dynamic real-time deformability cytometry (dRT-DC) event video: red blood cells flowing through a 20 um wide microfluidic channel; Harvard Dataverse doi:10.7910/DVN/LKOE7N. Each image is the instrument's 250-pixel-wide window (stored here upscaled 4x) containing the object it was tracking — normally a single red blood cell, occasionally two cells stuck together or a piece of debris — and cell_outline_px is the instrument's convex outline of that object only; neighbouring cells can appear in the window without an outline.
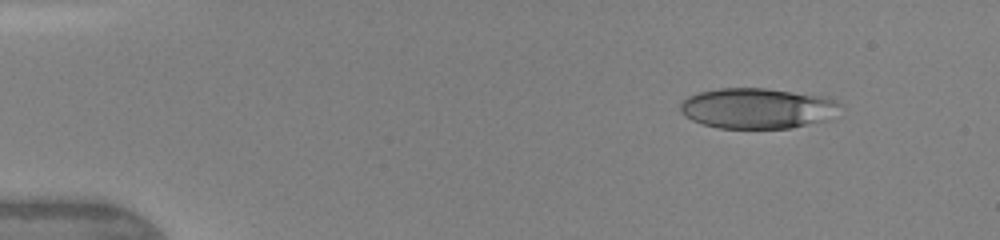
{"species": "human", "species_latin": "Homo sapiens", "temperature_condition": "warm", "stored_images_in_passage": 5, "camera_frame_rate_fps": 3000, "um_per_image_px": 0.085, "donor": {"sex": "female"}, "frame": {"image": 1, "passage_image": 1, "time_ms": 0.0, "image_size_px": [1000, 240], "cell_outline_px": [[844, 104], [828, 120], [792, 128], [720, 128], [704, 124], [692, 120], [684, 116], [680, 112], [680, 104], [688, 96], [700, 92], [720, 88], [764, 88], [820, 96], [836, 100]], "centroid_in_image_um": [64.38, 9.21], "position_along_channel_um": 20.6, "area_um2": 37.69}}
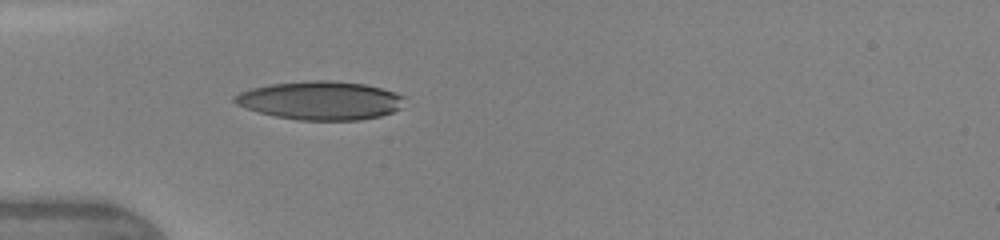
{"frame": {"image": 2, "passage_image": 5, "time_ms": 3.0, "image_size_px": [1000, 240], "cell_outline_px": [[404, 96], [400, 108], [392, 112], [380, 116], [360, 120], [296, 120], [276, 116], [244, 108], [236, 104], [232, 100], [232, 96], [240, 92], [252, 88], [272, 84], [316, 80], [324, 80], [364, 84], [396, 92]], "centroid_in_image_um": [27.21, 8.55], "position_along_channel_um": 57.8, "area_um2": 37.92}}